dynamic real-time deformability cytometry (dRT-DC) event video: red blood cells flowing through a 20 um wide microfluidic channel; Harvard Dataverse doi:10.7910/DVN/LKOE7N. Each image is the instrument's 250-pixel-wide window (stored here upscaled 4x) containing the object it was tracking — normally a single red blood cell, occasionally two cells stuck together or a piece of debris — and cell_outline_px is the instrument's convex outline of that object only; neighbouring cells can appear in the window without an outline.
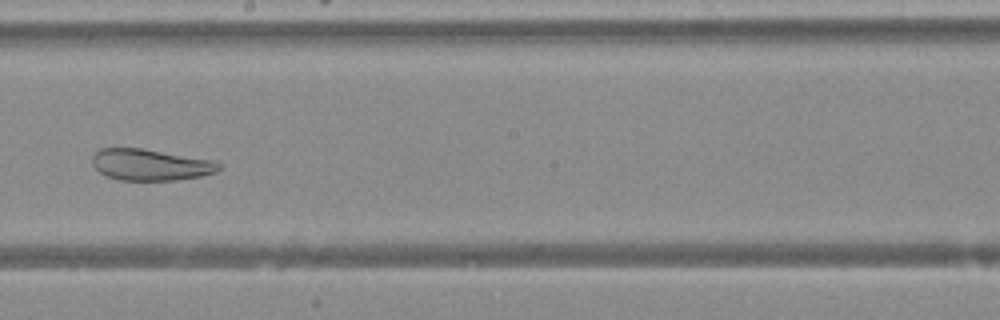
{"species": "Egyptian fruit bat (a non-hibernating species)", "species_latin": "Rousettus aegyptiacus", "temperature_condition": "warm", "stored_images_in_passage": 31, "camera_frame_rate_fps": 3000, "um_per_image_px": 0.085, "animal": {"sex": "female"}, "frame": {"image": 1, "passage_image": 18, "time_ms": 5.667, "image_size_px": [1000, 320], "cell_outline_px": [[220, 168], [216, 172], [200, 176], [176, 180], [120, 180], [108, 176], [100, 172], [92, 164], [92, 156], [100, 148], [140, 148], [216, 160], [220, 164]], "centroid_in_image_um": [12.8, 14.0], "position_along_channel_um": 235.4, "area_um2": 23.12}}